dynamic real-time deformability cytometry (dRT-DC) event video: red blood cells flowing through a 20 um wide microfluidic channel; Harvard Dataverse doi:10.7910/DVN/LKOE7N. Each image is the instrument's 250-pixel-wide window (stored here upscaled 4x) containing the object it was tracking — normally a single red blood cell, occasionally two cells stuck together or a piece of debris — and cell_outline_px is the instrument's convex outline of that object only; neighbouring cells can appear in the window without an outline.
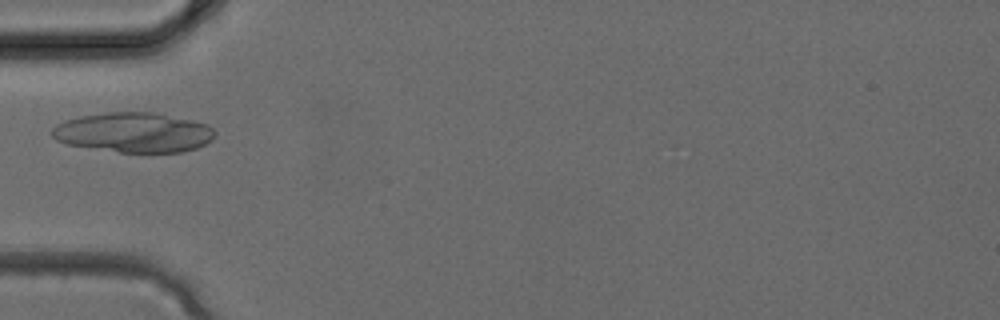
{"species": "common noctule bat (a hibernating species)", "species_latin": "Nyctalus noctula", "temperature_condition": "cold", "stored_images_in_passage": 2, "camera_frame_rate_fps": 3000, "um_per_image_px": 0.085, "animal": {"sex": "female", "body_mass_g": 24.6, "forearm_length_mm": 56.2}, "frame": {"image": 1, "passage_image": 2, "time_ms": 0.333, "image_size_px": [1000, 320], "cell_outline_px": [[216, 136], [212, 140], [196, 148], [184, 152], [120, 152], [68, 144], [56, 140], [52, 136], [52, 128], [56, 124], [64, 120], [80, 116], [108, 112], [156, 112], [192, 120], [208, 124], [216, 132]], "centroid_in_image_um": [11.39, 11.25], "position_along_channel_um": 73.6, "area_um2": 37.92}}